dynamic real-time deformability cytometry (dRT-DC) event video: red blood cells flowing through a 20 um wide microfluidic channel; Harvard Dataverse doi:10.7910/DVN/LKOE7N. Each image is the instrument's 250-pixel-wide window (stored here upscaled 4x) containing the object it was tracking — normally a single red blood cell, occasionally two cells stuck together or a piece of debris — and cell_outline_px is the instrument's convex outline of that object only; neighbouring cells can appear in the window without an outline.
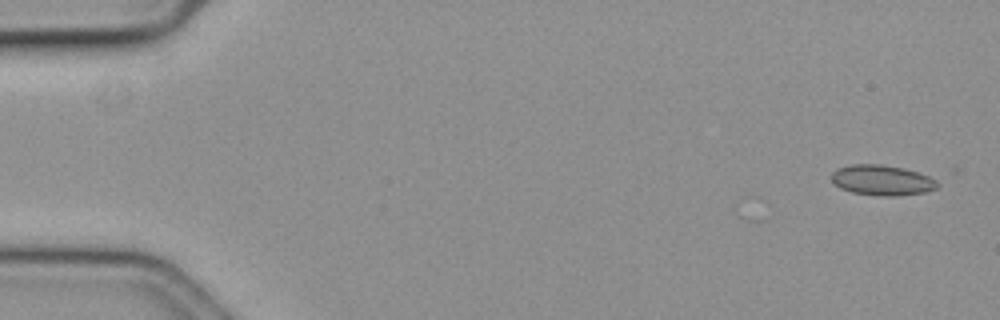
{"species": "common noctule bat (a hibernating species)", "species_latin": "Nyctalus noctula", "temperature_condition": "cold", "stored_images_in_passage": 6, "camera_frame_rate_fps": 3000, "um_per_image_px": 0.085, "animal": {"sex": "female", "body_mass_g": 19.3, "forearm_length_mm": 54.1}, "frame": {"image": 1, "passage_image": 1, "time_ms": 0.0, "image_size_px": [1000, 320], "cell_outline_px": [[936, 188], [924, 192], [896, 196], [884, 196], [852, 192], [840, 188], [832, 180], [832, 172], [836, 168], [852, 164], [880, 164], [904, 168], [928, 176], [936, 180]], "centroid_in_image_um": [74.93, 15.31], "position_along_channel_um": 10.1, "area_um2": 18.5}}